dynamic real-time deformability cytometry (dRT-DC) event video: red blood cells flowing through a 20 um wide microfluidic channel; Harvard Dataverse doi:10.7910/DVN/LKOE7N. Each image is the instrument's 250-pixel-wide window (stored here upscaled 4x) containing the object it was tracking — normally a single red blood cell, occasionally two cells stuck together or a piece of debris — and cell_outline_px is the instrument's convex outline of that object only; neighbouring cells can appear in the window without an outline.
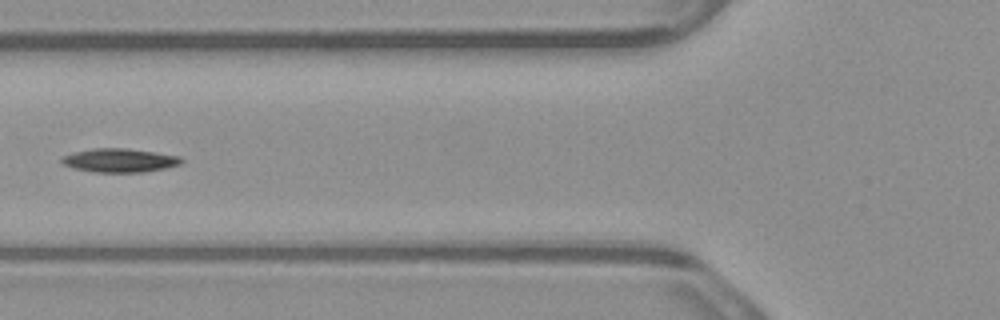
{"species": "common noctule bat (a hibernating species)", "species_latin": "Nyctalus noctula", "temperature_condition": "warm", "stored_images_in_passage": 7, "camera_frame_rate_fps": 3000, "um_per_image_px": 0.085, "animal": {"sex": "male", "body_mass_g": 23.1, "forearm_length_mm": 52.7}, "frame": {"image": 1, "passage_image": 7, "time_ms": 2.0, "image_size_px": [1000, 320], "cell_outline_px": [[184, 160], [180, 164], [164, 168], [144, 172], [92, 172], [76, 168], [64, 164], [60, 160], [64, 156], [72, 152], [92, 148], [128, 148], [180, 156]], "centroid_in_image_um": [10.17, 13.62], "position_along_channel_um": 115.6, "area_um2": 16.47}}